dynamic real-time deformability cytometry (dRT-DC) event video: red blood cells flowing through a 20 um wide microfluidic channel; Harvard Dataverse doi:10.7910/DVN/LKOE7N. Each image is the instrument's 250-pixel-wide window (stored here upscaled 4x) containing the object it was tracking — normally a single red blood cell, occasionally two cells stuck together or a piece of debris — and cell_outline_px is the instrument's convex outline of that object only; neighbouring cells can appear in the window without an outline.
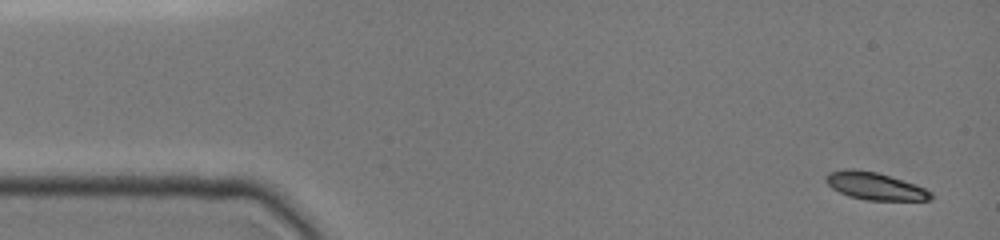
{"species": "common noctule bat (a hibernating species)", "species_latin": "Nyctalus noctula", "temperature_condition": "cold", "stored_images_in_passage": 68, "camera_frame_rate_fps": 3000, "um_per_image_px": 0.085, "animal": {"sex": "female", "body_mass_g": 19.0, "forearm_length_mm": 51.5}, "frame": {"image": 1, "passage_image": 1, "time_ms": 0.0, "image_size_px": [1000, 240], "cell_outline_px": [[932, 200], [864, 200], [848, 196], [832, 188], [824, 180], [828, 172], [844, 168], [852, 168], [876, 172], [916, 184], [932, 192]], "centroid_in_image_um": [74.34, 15.81], "position_along_channel_um": 10.7, "area_um2": 16.88}}
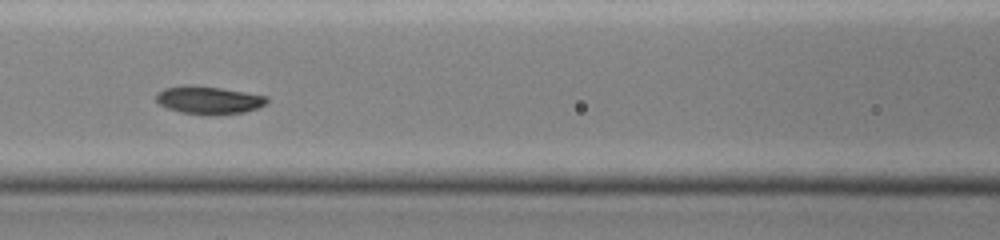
{"frame": {"image": 2, "passage_image": 36, "time_ms": 6.333, "image_size_px": [1000, 240], "cell_outline_px": [[268, 104], [244, 112], [208, 116], [180, 112], [168, 108], [160, 104], [156, 100], [156, 92], [164, 88], [184, 84], [192, 84], [220, 88], [268, 96]], "centroid_in_image_um": [17.72, 8.5], "position_along_channel_um": 148.9, "area_um2": 18.26}}
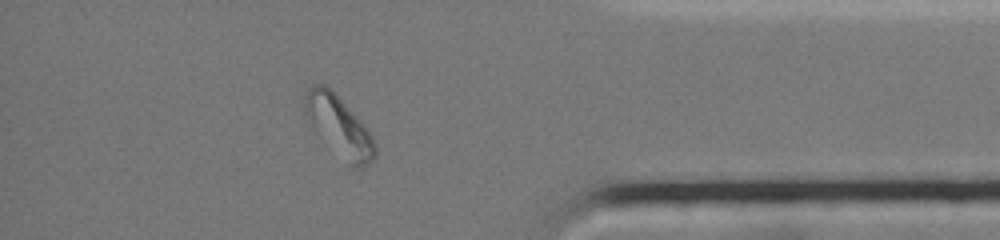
{"frame": {"image": 3, "passage_image": 61, "time_ms": 13.333, "image_size_px": [1000, 240], "cell_outline_px": [[376, 156], [368, 164], [360, 168], [352, 168], [316, 132], [304, 112], [304, 96], [308, 88], [312, 84], [324, 84], [360, 120], [372, 136], [376, 148]], "centroid_in_image_um": [28.81, 10.75], "position_along_channel_um": 406.4, "area_um2": 23.99}, "authors_computed_cell_mechanics": {"area_um2": 17.4556, "velocity_mm_per_s": 3.8932, "shape_relaxation_time_tau1_ms": 2.7074, "shape_relaxation_time_tau2_ms": null, "deformation_change_tau1": 0.1091, "deformation_change_tau2": null}}